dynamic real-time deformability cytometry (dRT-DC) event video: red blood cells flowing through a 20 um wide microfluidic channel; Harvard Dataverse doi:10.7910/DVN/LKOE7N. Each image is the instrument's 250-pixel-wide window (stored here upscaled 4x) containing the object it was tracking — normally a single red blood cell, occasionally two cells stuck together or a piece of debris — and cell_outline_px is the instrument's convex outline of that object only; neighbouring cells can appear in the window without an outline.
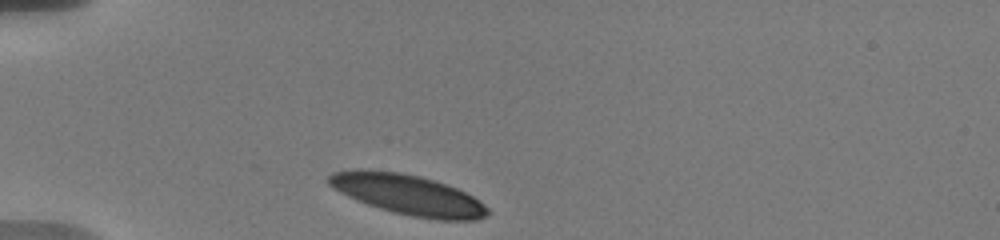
{"species": "human", "species_latin": "Homo sapiens", "temperature_condition": "warm", "stored_images_in_passage": 10, "camera_frame_rate_fps": 3000, "um_per_image_px": 0.085, "donor": {"sex": "male"}, "frame": {"image": 1, "passage_image": 1, "time_ms": 0.0, "image_size_px": [1000, 240], "cell_outline_px": [[488, 216], [476, 220], [436, 220], [412, 216], [380, 208], [356, 200], [340, 192], [328, 184], [328, 176], [332, 172], [352, 168], [360, 168], [400, 172], [420, 176], [456, 188], [480, 200], [488, 208]], "centroid_in_image_um": [34.65, 16.53], "position_along_channel_um": 50.3, "area_um2": 37.28}}
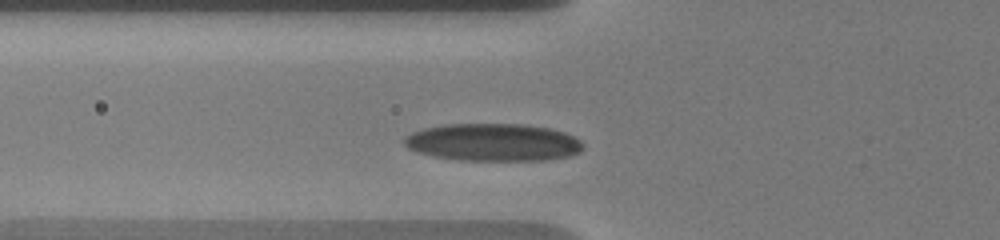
{"frame": {"image": 2, "passage_image": 8, "time_ms": 1.667, "image_size_px": [1000, 240], "cell_outline_px": [[584, 148], [580, 152], [568, 156], [544, 160], [456, 160], [432, 156], [408, 148], [404, 144], [404, 136], [412, 132], [424, 128], [444, 124], [524, 124], [548, 128], [564, 132], [580, 140], [584, 144]], "centroid_in_image_um": [41.91, 12.09], "position_along_channel_um": 83.9, "area_um2": 39.19}}